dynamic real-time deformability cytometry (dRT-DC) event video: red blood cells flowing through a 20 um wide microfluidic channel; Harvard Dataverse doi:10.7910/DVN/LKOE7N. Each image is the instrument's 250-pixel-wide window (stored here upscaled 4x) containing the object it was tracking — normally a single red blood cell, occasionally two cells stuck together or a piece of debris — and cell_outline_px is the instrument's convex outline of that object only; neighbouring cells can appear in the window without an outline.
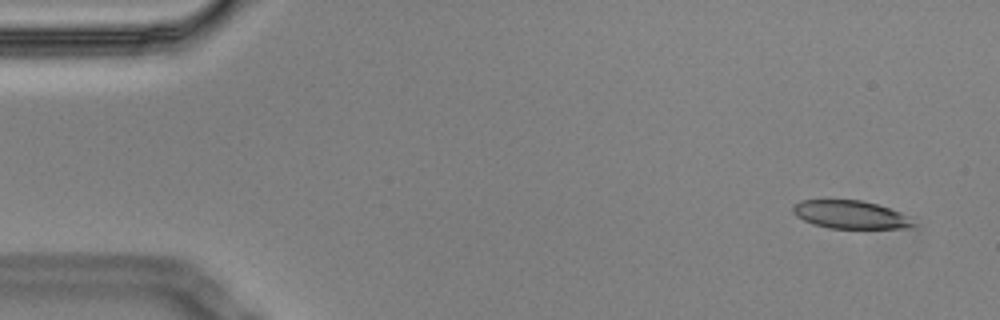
{"species": "Egyptian fruit bat (a non-hibernating species)", "species_latin": "Rousettus aegyptiacus", "temperature_condition": "cold", "stored_images_in_passage": 4, "camera_frame_rate_fps": 3000, "um_per_image_px": 0.085, "animal": {"sex": "male"}, "frame": {"image": 1, "passage_image": 1, "time_ms": 0.0, "image_size_px": [1000, 320], "cell_outline_px": [[916, 224], [912, 228], [828, 228], [812, 224], [796, 216], [792, 212], [792, 204], [800, 200], [860, 200], [876, 204], [900, 212], [908, 216]], "centroid_in_image_um": [72.25, 18.24], "position_along_channel_um": 12.7, "area_um2": 19.77}}